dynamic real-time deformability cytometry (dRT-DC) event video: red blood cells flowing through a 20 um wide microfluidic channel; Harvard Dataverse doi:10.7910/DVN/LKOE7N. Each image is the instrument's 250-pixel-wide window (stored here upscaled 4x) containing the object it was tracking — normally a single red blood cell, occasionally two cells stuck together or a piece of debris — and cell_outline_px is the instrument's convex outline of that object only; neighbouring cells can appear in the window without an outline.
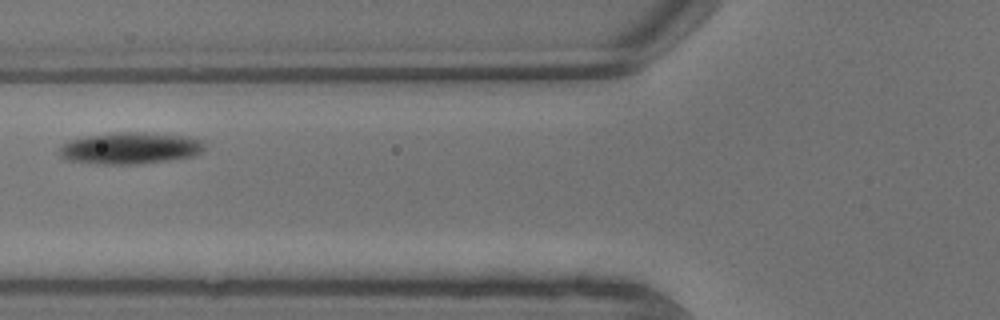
{"species": "common noctule bat (a hibernating species)", "species_latin": "Nyctalus noctula", "temperature_condition": "warm", "stored_images_in_passage": 7, "camera_frame_rate_fps": 3000, "um_per_image_px": 0.085, "animal": {"sex": "male", "body_mass_g": 13.3}, "frame": {"image": 1, "passage_image": 5, "time_ms": 1.333, "image_size_px": [1000, 320], "cell_outline_px": [[204, 148], [196, 156], [168, 160], [136, 164], [96, 164], [64, 160], [60, 156], [60, 148], [68, 140], [88, 136], [120, 132], [144, 132], [188, 136], [204, 140]], "centroid_in_image_um": [11.08, 12.6], "position_along_channel_um": 114.7, "area_um2": 26.93}}
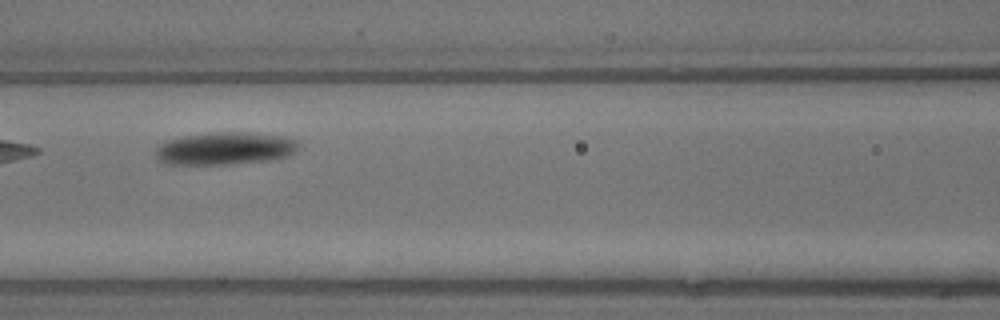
{"frame": {"image": 2, "passage_image": 6, "time_ms": 1.667, "image_size_px": [1000, 320], "cell_outline_px": [[300, 144], [296, 152], [288, 156], [268, 160], [228, 164], [168, 164], [160, 160], [156, 156], [156, 148], [164, 140], [184, 136], [216, 132], [248, 132], [284, 136], [296, 140]], "centroid_in_image_um": [19.15, 12.61], "position_along_channel_um": 147.5, "area_um2": 27.17}}
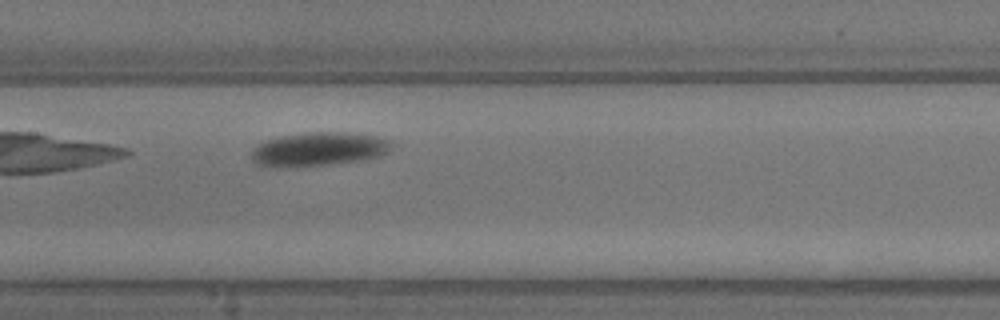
{"frame": {"image": 3, "passage_image": 7, "time_ms": 2.0, "image_size_px": [1000, 320], "cell_outline_px": [[392, 148], [380, 156], [364, 160], [328, 164], [256, 164], [252, 160], [252, 148], [268, 140], [280, 136], [304, 132], [344, 132], [376, 136], [392, 140]], "centroid_in_image_um": [27.2, 12.62], "position_along_channel_um": 180.2, "area_um2": 26.65}}